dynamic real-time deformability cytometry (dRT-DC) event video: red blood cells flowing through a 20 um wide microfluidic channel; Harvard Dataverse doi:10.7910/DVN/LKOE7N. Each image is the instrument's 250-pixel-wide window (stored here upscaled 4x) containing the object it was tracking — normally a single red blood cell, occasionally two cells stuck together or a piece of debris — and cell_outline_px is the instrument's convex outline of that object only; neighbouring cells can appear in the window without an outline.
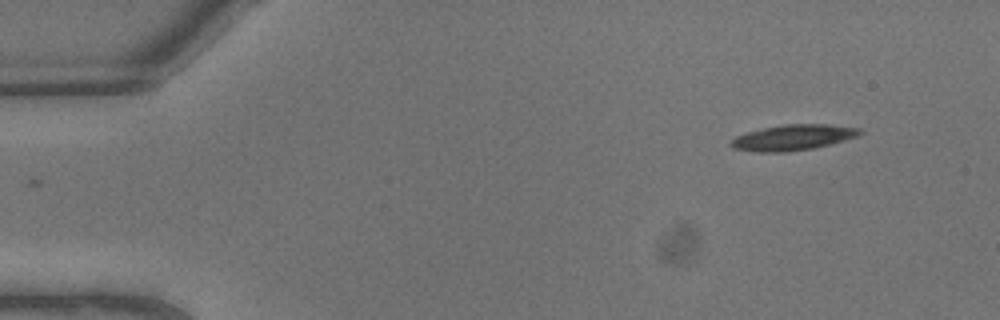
{"species": "common noctule bat (a hibernating species)", "species_latin": "Nyctalus noctula", "temperature_condition": "warm", "stored_images_in_passage": 8, "camera_frame_rate_fps": 3000, "um_per_image_px": 0.085, "animal": {"sex": "male", "body_mass_g": 13.3}, "frame": {"image": 1, "passage_image": 1, "time_ms": 0.0, "image_size_px": [1000, 320], "cell_outline_px": [[864, 132], [856, 136], [828, 144], [812, 148], [784, 152], [756, 152], [732, 148], [728, 144], [736, 136], [748, 132], [764, 128], [784, 124], [828, 124], [860, 128]], "centroid_in_image_um": [67.37, 11.68], "position_along_channel_um": 17.6, "area_um2": 19.02}}
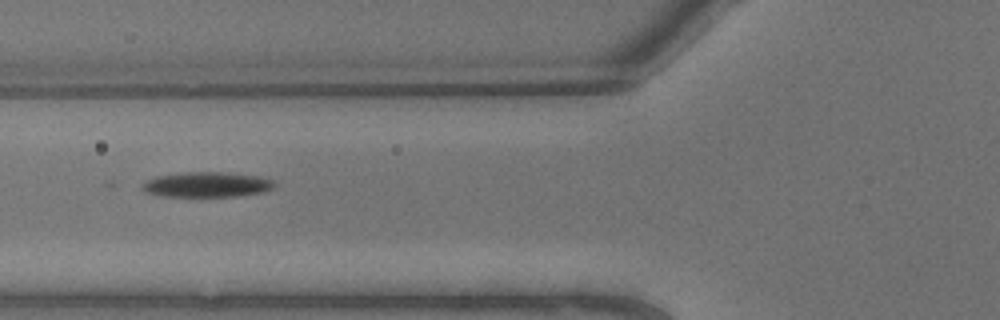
{"frame": {"image": 2, "passage_image": 7, "time_ms": 2.0, "image_size_px": [1000, 320], "cell_outline_px": [[276, 188], [268, 192], [244, 196], [160, 196], [144, 192], [140, 188], [140, 184], [156, 176], [188, 172], [220, 172], [260, 176], [272, 180], [276, 184]], "centroid_in_image_um": [17.63, 15.7], "position_along_channel_um": 108.2, "area_um2": 19.71}}
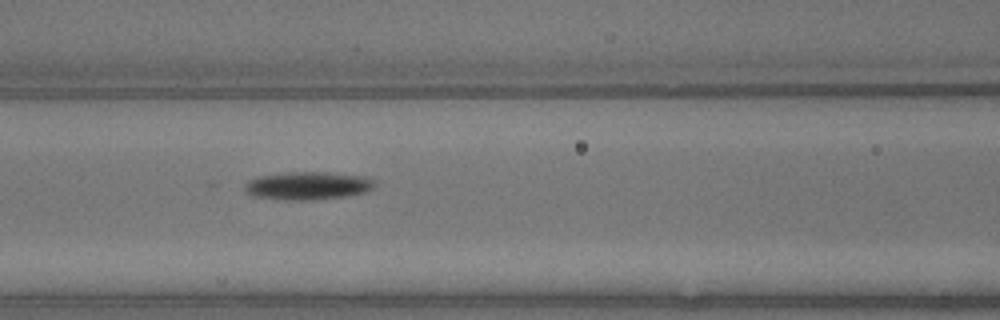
{"frame": {"image": 3, "passage_image": 8, "time_ms": 2.333, "image_size_px": [1000, 320], "cell_outline_px": [[376, 188], [368, 192], [348, 196], [312, 200], [280, 200], [252, 196], [244, 188], [244, 184], [260, 176], [288, 172], [328, 172], [364, 176], [372, 180], [376, 184]], "centroid_in_image_um": [26.22, 15.79], "position_along_channel_um": 140.4, "area_um2": 21.39}}